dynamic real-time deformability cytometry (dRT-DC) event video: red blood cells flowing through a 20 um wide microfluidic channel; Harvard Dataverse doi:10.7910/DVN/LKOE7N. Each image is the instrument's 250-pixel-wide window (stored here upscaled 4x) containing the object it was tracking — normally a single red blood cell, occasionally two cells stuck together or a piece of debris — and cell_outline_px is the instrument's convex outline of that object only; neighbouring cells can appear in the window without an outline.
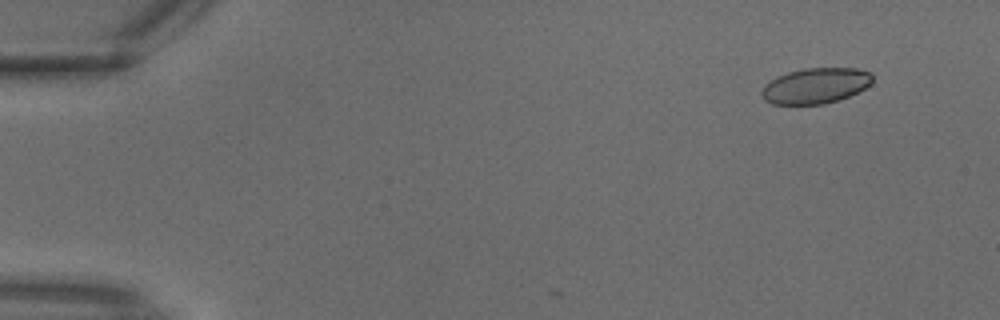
{"species": "common noctule bat (a hibernating species)", "species_latin": "Nyctalus noctula", "temperature_condition": "warm", "stored_images_in_passage": 3, "camera_frame_rate_fps": 3000, "um_per_image_px": 0.085, "animal": {"sex": "male", "body_mass_g": 18.8}, "frame": {"image": 1, "passage_image": 1, "time_ms": 0.0, "image_size_px": [1000, 320], "cell_outline_px": [[872, 84], [848, 96], [824, 104], [772, 104], [764, 100], [760, 92], [764, 84], [776, 76], [788, 72], [804, 68], [856, 68], [872, 72]], "centroid_in_image_um": [69.29, 7.28], "position_along_channel_um": 15.7, "area_um2": 23.06}}
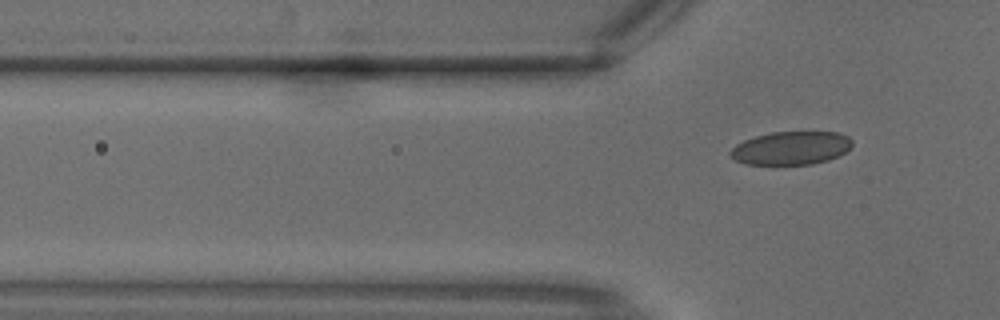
{"frame": {"image": 2, "passage_image": 3, "time_ms": 0.667, "image_size_px": [1000, 320], "cell_outline_px": [[852, 144], [844, 152], [828, 160], [812, 164], [744, 164], [736, 160], [728, 152], [736, 144], [744, 140], [756, 136], [772, 132], [836, 132], [848, 136], [852, 140]], "centroid_in_image_um": [67.22, 12.58], "position_along_channel_um": 58.6, "area_um2": 23.41}}